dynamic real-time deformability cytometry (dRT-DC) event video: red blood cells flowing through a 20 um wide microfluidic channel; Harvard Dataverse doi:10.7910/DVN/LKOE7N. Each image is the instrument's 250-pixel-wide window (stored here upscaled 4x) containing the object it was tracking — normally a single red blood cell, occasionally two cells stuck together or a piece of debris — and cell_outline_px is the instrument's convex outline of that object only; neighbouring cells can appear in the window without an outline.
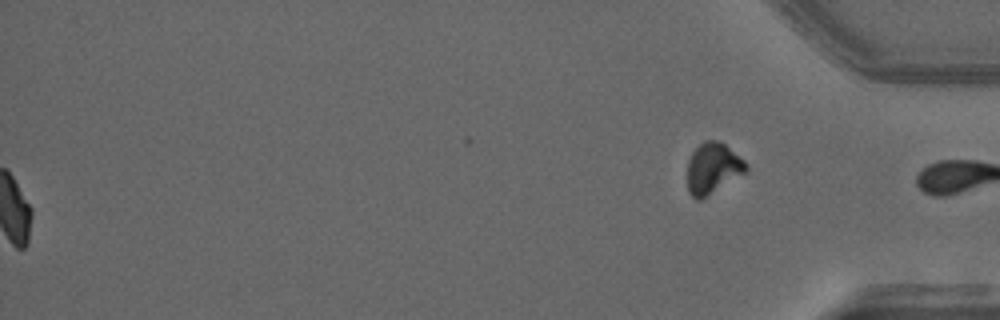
{"species": "common noctule bat (a hibernating species)", "species_latin": "Nyctalus noctula", "temperature_condition": "warm", "stored_images_in_passage": 57, "segment_of_instrument_passage": [2, 2], "camera_frame_rate_fps": 3000, "um_per_image_px": 0.085, "animal": {"sex": "male", "forearm_length_mm": 52.5}, "frame": {"image": 1, "passage_image": 57, "time_ms": 18.667, "image_size_px": [1000, 320], "cell_outline_px": [[748, 168], [744, 172], [700, 200], [696, 200], [688, 192], [688, 160], [692, 152], [704, 140], [716, 140], [724, 144], [744, 160], [748, 164]], "centroid_in_image_um": [60.56, 14.29], "position_along_channel_um": 374.6, "area_um2": 16.99}}